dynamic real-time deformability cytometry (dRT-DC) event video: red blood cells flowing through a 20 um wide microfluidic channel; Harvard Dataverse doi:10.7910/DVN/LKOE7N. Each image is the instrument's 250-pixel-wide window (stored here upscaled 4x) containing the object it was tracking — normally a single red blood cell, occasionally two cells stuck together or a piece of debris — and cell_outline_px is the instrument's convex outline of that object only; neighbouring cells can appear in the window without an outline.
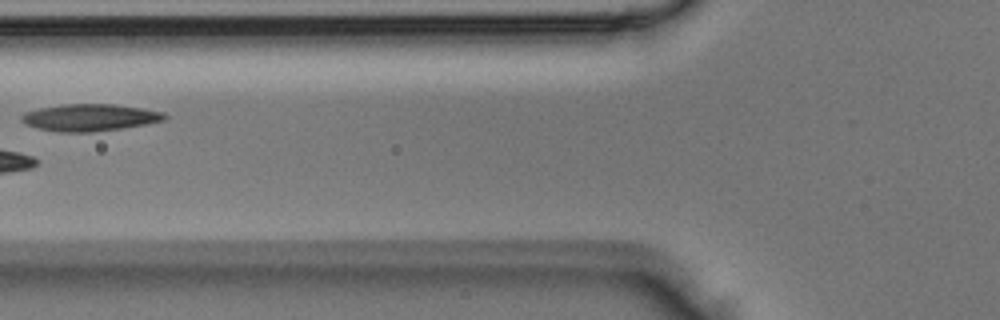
{"species": "Egyptian fruit bat (a non-hibernating species)", "species_latin": "Rousettus aegyptiacus", "temperature_condition": "room temperature", "stored_images_in_passage": 3, "camera_frame_rate_fps": 3000, "um_per_image_px": 0.085, "animal": {"sex": "male"}, "frame": {"image": 1, "passage_image": 3, "time_ms": 0.667, "image_size_px": [1000, 320], "cell_outline_px": [[168, 116], [164, 120], [144, 124], [120, 128], [92, 132], [56, 132], [36, 128], [24, 124], [20, 120], [20, 116], [24, 112], [40, 108], [64, 104], [112, 104], [144, 108], [164, 112]], "centroid_in_image_um": [7.59, 9.99], "position_along_channel_um": 118.2, "area_um2": 22.6}}